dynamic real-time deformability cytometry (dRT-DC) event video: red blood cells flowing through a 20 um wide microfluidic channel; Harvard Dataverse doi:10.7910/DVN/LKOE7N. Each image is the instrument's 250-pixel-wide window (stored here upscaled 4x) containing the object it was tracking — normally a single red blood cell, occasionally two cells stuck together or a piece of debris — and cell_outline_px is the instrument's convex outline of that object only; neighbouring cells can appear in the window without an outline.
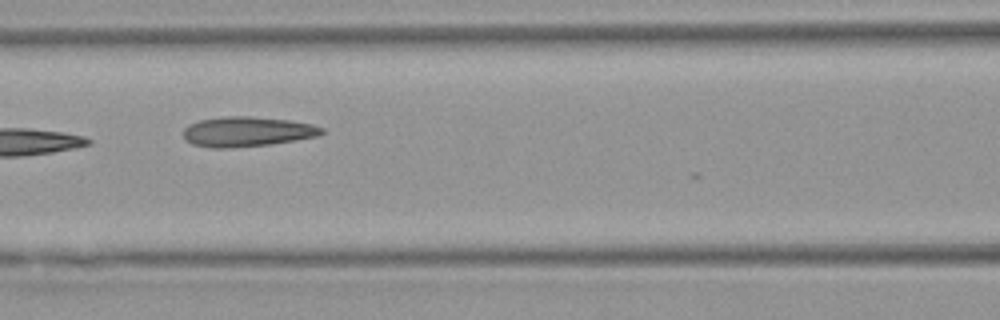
{"species": "Egyptian fruit bat (a non-hibernating species)", "species_latin": "Rousettus aegyptiacus", "temperature_condition": "warm", "stored_images_in_passage": 8, "camera_frame_rate_fps": 3000, "um_per_image_px": 0.085, "animal": {"sex": "female"}, "frame": {"image": 1, "passage_image": 5, "time_ms": 5.0, "image_size_px": [1000, 320], "cell_outline_px": [[324, 132], [320, 136], [272, 144], [228, 148], [212, 148], [192, 144], [184, 140], [184, 128], [188, 124], [200, 120], [224, 116], [248, 116], [288, 120], [312, 124], [324, 128]], "centroid_in_image_um": [21.0, 11.19], "position_along_channel_um": 145.6, "area_um2": 24.28}}
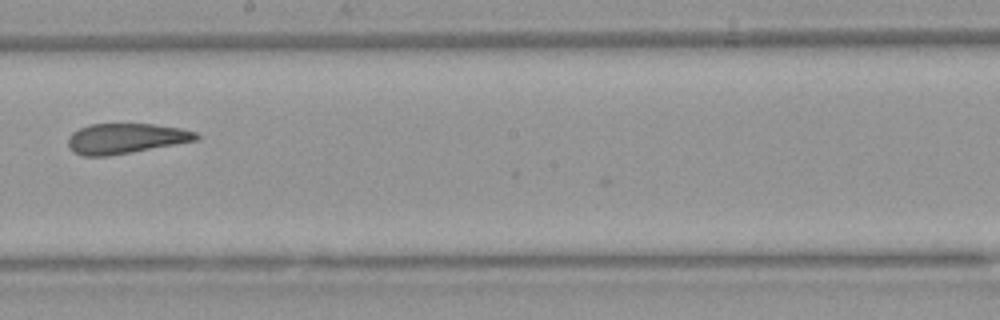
{"frame": {"image": 2, "passage_image": 7, "time_ms": 7.333, "image_size_px": [1000, 320], "cell_outline_px": [[200, 136], [196, 140], [132, 152], [108, 156], [84, 156], [72, 152], [68, 148], [68, 136], [72, 132], [88, 124], [152, 124], [180, 128], [196, 132]], "centroid_in_image_um": [10.62, 11.77], "position_along_channel_um": 237.6, "area_um2": 22.54}}
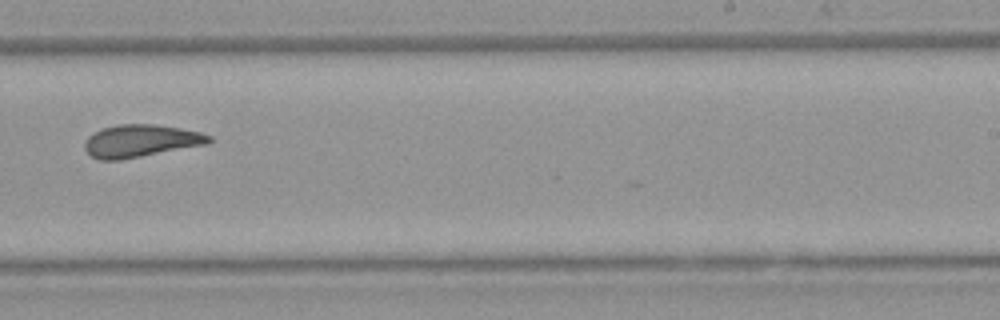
{"frame": {"image": 3, "passage_image": 8, "time_ms": 8.333, "image_size_px": [1000, 320], "cell_outline_px": [[212, 140], [208, 144], [120, 160], [100, 160], [92, 156], [84, 148], [84, 144], [88, 136], [100, 128], [116, 124], [152, 124], [180, 128], [200, 132], [212, 136]], "centroid_in_image_um": [11.95, 11.97], "position_along_channel_um": 277.0, "area_um2": 23.58}}